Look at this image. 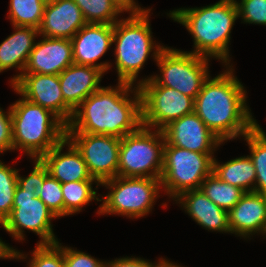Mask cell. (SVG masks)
I'll list each match as a JSON object with an SVG mask.
<instances>
[{
	"label": "cell",
	"instance_id": "31",
	"mask_svg": "<svg viewBox=\"0 0 266 267\" xmlns=\"http://www.w3.org/2000/svg\"><path fill=\"white\" fill-rule=\"evenodd\" d=\"M38 197L56 217L64 216L62 184L50 174L44 179Z\"/></svg>",
	"mask_w": 266,
	"mask_h": 267
},
{
	"label": "cell",
	"instance_id": "16",
	"mask_svg": "<svg viewBox=\"0 0 266 267\" xmlns=\"http://www.w3.org/2000/svg\"><path fill=\"white\" fill-rule=\"evenodd\" d=\"M30 52L23 73L59 75L74 63L71 39L42 37Z\"/></svg>",
	"mask_w": 266,
	"mask_h": 267
},
{
	"label": "cell",
	"instance_id": "6",
	"mask_svg": "<svg viewBox=\"0 0 266 267\" xmlns=\"http://www.w3.org/2000/svg\"><path fill=\"white\" fill-rule=\"evenodd\" d=\"M165 137L163 131L141 125L120 140L117 176L161 178Z\"/></svg>",
	"mask_w": 266,
	"mask_h": 267
},
{
	"label": "cell",
	"instance_id": "18",
	"mask_svg": "<svg viewBox=\"0 0 266 267\" xmlns=\"http://www.w3.org/2000/svg\"><path fill=\"white\" fill-rule=\"evenodd\" d=\"M230 233L249 238L250 234L266 235V196L246 192L228 212Z\"/></svg>",
	"mask_w": 266,
	"mask_h": 267
},
{
	"label": "cell",
	"instance_id": "36",
	"mask_svg": "<svg viewBox=\"0 0 266 267\" xmlns=\"http://www.w3.org/2000/svg\"><path fill=\"white\" fill-rule=\"evenodd\" d=\"M169 260L160 258L159 262L153 263L141 258L122 257L114 261L106 262L105 267H163Z\"/></svg>",
	"mask_w": 266,
	"mask_h": 267
},
{
	"label": "cell",
	"instance_id": "14",
	"mask_svg": "<svg viewBox=\"0 0 266 267\" xmlns=\"http://www.w3.org/2000/svg\"><path fill=\"white\" fill-rule=\"evenodd\" d=\"M165 145L184 148L198 153H214L223 143L195 112L172 121L163 130Z\"/></svg>",
	"mask_w": 266,
	"mask_h": 267
},
{
	"label": "cell",
	"instance_id": "34",
	"mask_svg": "<svg viewBox=\"0 0 266 267\" xmlns=\"http://www.w3.org/2000/svg\"><path fill=\"white\" fill-rule=\"evenodd\" d=\"M63 258L65 267H105L106 263L67 246L63 247Z\"/></svg>",
	"mask_w": 266,
	"mask_h": 267
},
{
	"label": "cell",
	"instance_id": "33",
	"mask_svg": "<svg viewBox=\"0 0 266 267\" xmlns=\"http://www.w3.org/2000/svg\"><path fill=\"white\" fill-rule=\"evenodd\" d=\"M35 166L28 177H21L18 173L17 184L22 189H35L38 197L42 190L44 179L49 175L48 169L40 159H34Z\"/></svg>",
	"mask_w": 266,
	"mask_h": 267
},
{
	"label": "cell",
	"instance_id": "26",
	"mask_svg": "<svg viewBox=\"0 0 266 267\" xmlns=\"http://www.w3.org/2000/svg\"><path fill=\"white\" fill-rule=\"evenodd\" d=\"M93 182L100 183L97 180L72 181L62 184L64 216L72 215L80 212L82 206L89 204L92 200L101 201L95 189L93 190Z\"/></svg>",
	"mask_w": 266,
	"mask_h": 267
},
{
	"label": "cell",
	"instance_id": "23",
	"mask_svg": "<svg viewBox=\"0 0 266 267\" xmlns=\"http://www.w3.org/2000/svg\"><path fill=\"white\" fill-rule=\"evenodd\" d=\"M212 172L222 181L245 192H255L256 171L249 155L220 164L213 158ZM253 185V186H252Z\"/></svg>",
	"mask_w": 266,
	"mask_h": 267
},
{
	"label": "cell",
	"instance_id": "4",
	"mask_svg": "<svg viewBox=\"0 0 266 267\" xmlns=\"http://www.w3.org/2000/svg\"><path fill=\"white\" fill-rule=\"evenodd\" d=\"M13 150L20 149L40 159L66 139L67 125L52 111L25 98L10 106Z\"/></svg>",
	"mask_w": 266,
	"mask_h": 267
},
{
	"label": "cell",
	"instance_id": "20",
	"mask_svg": "<svg viewBox=\"0 0 266 267\" xmlns=\"http://www.w3.org/2000/svg\"><path fill=\"white\" fill-rule=\"evenodd\" d=\"M65 145L69 147L68 151L62 153ZM40 160L47 167L49 174L61 184L72 181L95 180L89 173L81 153L67 139L51 148Z\"/></svg>",
	"mask_w": 266,
	"mask_h": 267
},
{
	"label": "cell",
	"instance_id": "13",
	"mask_svg": "<svg viewBox=\"0 0 266 267\" xmlns=\"http://www.w3.org/2000/svg\"><path fill=\"white\" fill-rule=\"evenodd\" d=\"M12 88L23 98L56 114L66 125L73 111L65 104L59 75L23 73Z\"/></svg>",
	"mask_w": 266,
	"mask_h": 267
},
{
	"label": "cell",
	"instance_id": "25",
	"mask_svg": "<svg viewBox=\"0 0 266 267\" xmlns=\"http://www.w3.org/2000/svg\"><path fill=\"white\" fill-rule=\"evenodd\" d=\"M249 145V155L256 171L255 192L266 196V133L256 124L243 136Z\"/></svg>",
	"mask_w": 266,
	"mask_h": 267
},
{
	"label": "cell",
	"instance_id": "8",
	"mask_svg": "<svg viewBox=\"0 0 266 267\" xmlns=\"http://www.w3.org/2000/svg\"><path fill=\"white\" fill-rule=\"evenodd\" d=\"M155 61L162 75L140 80L138 85L151 79L156 85L176 89L195 100L203 83L209 77V58L194 53L165 47Z\"/></svg>",
	"mask_w": 266,
	"mask_h": 267
},
{
	"label": "cell",
	"instance_id": "10",
	"mask_svg": "<svg viewBox=\"0 0 266 267\" xmlns=\"http://www.w3.org/2000/svg\"><path fill=\"white\" fill-rule=\"evenodd\" d=\"M35 189H22L17 185L12 211L3 222V228L16 240H24V229L40 236L38 244L57 243L51 220L57 218L35 194Z\"/></svg>",
	"mask_w": 266,
	"mask_h": 267
},
{
	"label": "cell",
	"instance_id": "37",
	"mask_svg": "<svg viewBox=\"0 0 266 267\" xmlns=\"http://www.w3.org/2000/svg\"><path fill=\"white\" fill-rule=\"evenodd\" d=\"M111 2L123 13L140 14L149 9H143L134 0H111Z\"/></svg>",
	"mask_w": 266,
	"mask_h": 267
},
{
	"label": "cell",
	"instance_id": "21",
	"mask_svg": "<svg viewBox=\"0 0 266 267\" xmlns=\"http://www.w3.org/2000/svg\"><path fill=\"white\" fill-rule=\"evenodd\" d=\"M175 199L203 228L230 233L228 212L214 204L201 189L185 191Z\"/></svg>",
	"mask_w": 266,
	"mask_h": 267
},
{
	"label": "cell",
	"instance_id": "29",
	"mask_svg": "<svg viewBox=\"0 0 266 267\" xmlns=\"http://www.w3.org/2000/svg\"><path fill=\"white\" fill-rule=\"evenodd\" d=\"M18 171L0 160V220L3 222L12 211Z\"/></svg>",
	"mask_w": 266,
	"mask_h": 267
},
{
	"label": "cell",
	"instance_id": "5",
	"mask_svg": "<svg viewBox=\"0 0 266 267\" xmlns=\"http://www.w3.org/2000/svg\"><path fill=\"white\" fill-rule=\"evenodd\" d=\"M150 11L151 9L140 14H130L127 19H119L114 24L113 43L116 44L114 55L118 82L134 85L150 53L153 51L156 60L165 48L153 43L155 41L148 19Z\"/></svg>",
	"mask_w": 266,
	"mask_h": 267
},
{
	"label": "cell",
	"instance_id": "19",
	"mask_svg": "<svg viewBox=\"0 0 266 267\" xmlns=\"http://www.w3.org/2000/svg\"><path fill=\"white\" fill-rule=\"evenodd\" d=\"M104 72L94 66L73 63L59 74V82L65 104L74 110L96 92Z\"/></svg>",
	"mask_w": 266,
	"mask_h": 267
},
{
	"label": "cell",
	"instance_id": "1",
	"mask_svg": "<svg viewBox=\"0 0 266 267\" xmlns=\"http://www.w3.org/2000/svg\"><path fill=\"white\" fill-rule=\"evenodd\" d=\"M118 82L90 94L73 112L66 133L111 135L123 138L141 125V95L137 87ZM134 91V93H133ZM129 92L135 96L128 98Z\"/></svg>",
	"mask_w": 266,
	"mask_h": 267
},
{
	"label": "cell",
	"instance_id": "27",
	"mask_svg": "<svg viewBox=\"0 0 266 267\" xmlns=\"http://www.w3.org/2000/svg\"><path fill=\"white\" fill-rule=\"evenodd\" d=\"M8 18L13 26L34 27L42 23L45 0H10Z\"/></svg>",
	"mask_w": 266,
	"mask_h": 267
},
{
	"label": "cell",
	"instance_id": "22",
	"mask_svg": "<svg viewBox=\"0 0 266 267\" xmlns=\"http://www.w3.org/2000/svg\"><path fill=\"white\" fill-rule=\"evenodd\" d=\"M15 32L0 44V73L13 67L20 74L11 79V85L23 74L30 52L35 46L39 30L34 27L13 26Z\"/></svg>",
	"mask_w": 266,
	"mask_h": 267
},
{
	"label": "cell",
	"instance_id": "28",
	"mask_svg": "<svg viewBox=\"0 0 266 267\" xmlns=\"http://www.w3.org/2000/svg\"><path fill=\"white\" fill-rule=\"evenodd\" d=\"M81 9L85 21L92 24L114 25L122 13L111 0H74Z\"/></svg>",
	"mask_w": 266,
	"mask_h": 267
},
{
	"label": "cell",
	"instance_id": "7",
	"mask_svg": "<svg viewBox=\"0 0 266 267\" xmlns=\"http://www.w3.org/2000/svg\"><path fill=\"white\" fill-rule=\"evenodd\" d=\"M109 193L102 199L99 214H120L129 218H139L152 210L153 203L161 189V180L155 178L120 177L102 182Z\"/></svg>",
	"mask_w": 266,
	"mask_h": 267
},
{
	"label": "cell",
	"instance_id": "2",
	"mask_svg": "<svg viewBox=\"0 0 266 267\" xmlns=\"http://www.w3.org/2000/svg\"><path fill=\"white\" fill-rule=\"evenodd\" d=\"M228 67L205 80L194 102V112L223 142L243 137L257 124L246 104V90Z\"/></svg>",
	"mask_w": 266,
	"mask_h": 267
},
{
	"label": "cell",
	"instance_id": "24",
	"mask_svg": "<svg viewBox=\"0 0 266 267\" xmlns=\"http://www.w3.org/2000/svg\"><path fill=\"white\" fill-rule=\"evenodd\" d=\"M201 191L217 206L229 212L246 193L239 187L220 180L213 172L205 178Z\"/></svg>",
	"mask_w": 266,
	"mask_h": 267
},
{
	"label": "cell",
	"instance_id": "35",
	"mask_svg": "<svg viewBox=\"0 0 266 267\" xmlns=\"http://www.w3.org/2000/svg\"><path fill=\"white\" fill-rule=\"evenodd\" d=\"M11 107L8 112L0 108V153L13 150ZM7 113V114H6Z\"/></svg>",
	"mask_w": 266,
	"mask_h": 267
},
{
	"label": "cell",
	"instance_id": "17",
	"mask_svg": "<svg viewBox=\"0 0 266 267\" xmlns=\"http://www.w3.org/2000/svg\"><path fill=\"white\" fill-rule=\"evenodd\" d=\"M86 24L74 0H52L46 3L39 36L71 39Z\"/></svg>",
	"mask_w": 266,
	"mask_h": 267
},
{
	"label": "cell",
	"instance_id": "30",
	"mask_svg": "<svg viewBox=\"0 0 266 267\" xmlns=\"http://www.w3.org/2000/svg\"><path fill=\"white\" fill-rule=\"evenodd\" d=\"M29 261V267H65L63 246L59 241L53 244L37 243Z\"/></svg>",
	"mask_w": 266,
	"mask_h": 267
},
{
	"label": "cell",
	"instance_id": "39",
	"mask_svg": "<svg viewBox=\"0 0 266 267\" xmlns=\"http://www.w3.org/2000/svg\"><path fill=\"white\" fill-rule=\"evenodd\" d=\"M163 267H182L172 262H167Z\"/></svg>",
	"mask_w": 266,
	"mask_h": 267
},
{
	"label": "cell",
	"instance_id": "3",
	"mask_svg": "<svg viewBox=\"0 0 266 267\" xmlns=\"http://www.w3.org/2000/svg\"><path fill=\"white\" fill-rule=\"evenodd\" d=\"M168 16L184 25L194 38L195 50L190 53L220 59L226 66L230 63L228 43L239 17L236 0H220L201 8H180L170 11Z\"/></svg>",
	"mask_w": 266,
	"mask_h": 267
},
{
	"label": "cell",
	"instance_id": "15",
	"mask_svg": "<svg viewBox=\"0 0 266 267\" xmlns=\"http://www.w3.org/2000/svg\"><path fill=\"white\" fill-rule=\"evenodd\" d=\"M114 25H84L72 38L73 59L78 65H90L104 73L110 69L108 62L96 63L113 44Z\"/></svg>",
	"mask_w": 266,
	"mask_h": 267
},
{
	"label": "cell",
	"instance_id": "9",
	"mask_svg": "<svg viewBox=\"0 0 266 267\" xmlns=\"http://www.w3.org/2000/svg\"><path fill=\"white\" fill-rule=\"evenodd\" d=\"M214 153H198L172 145L164 146L161 186L174 200L181 193L200 189L213 170Z\"/></svg>",
	"mask_w": 266,
	"mask_h": 267
},
{
	"label": "cell",
	"instance_id": "32",
	"mask_svg": "<svg viewBox=\"0 0 266 267\" xmlns=\"http://www.w3.org/2000/svg\"><path fill=\"white\" fill-rule=\"evenodd\" d=\"M236 4L238 15L245 23L266 25V0H241Z\"/></svg>",
	"mask_w": 266,
	"mask_h": 267
},
{
	"label": "cell",
	"instance_id": "38",
	"mask_svg": "<svg viewBox=\"0 0 266 267\" xmlns=\"http://www.w3.org/2000/svg\"><path fill=\"white\" fill-rule=\"evenodd\" d=\"M0 224L3 227V221L0 220ZM25 254L20 253L16 249H13L0 239V258L2 259H26Z\"/></svg>",
	"mask_w": 266,
	"mask_h": 267
},
{
	"label": "cell",
	"instance_id": "12",
	"mask_svg": "<svg viewBox=\"0 0 266 267\" xmlns=\"http://www.w3.org/2000/svg\"><path fill=\"white\" fill-rule=\"evenodd\" d=\"M81 153L91 176L100 184L117 176L121 138L111 135L66 133Z\"/></svg>",
	"mask_w": 266,
	"mask_h": 267
},
{
	"label": "cell",
	"instance_id": "11",
	"mask_svg": "<svg viewBox=\"0 0 266 267\" xmlns=\"http://www.w3.org/2000/svg\"><path fill=\"white\" fill-rule=\"evenodd\" d=\"M138 88L141 122L147 128L157 127L162 131L172 121L194 112L195 100L176 89L156 85L151 79L142 82Z\"/></svg>",
	"mask_w": 266,
	"mask_h": 267
}]
</instances>
